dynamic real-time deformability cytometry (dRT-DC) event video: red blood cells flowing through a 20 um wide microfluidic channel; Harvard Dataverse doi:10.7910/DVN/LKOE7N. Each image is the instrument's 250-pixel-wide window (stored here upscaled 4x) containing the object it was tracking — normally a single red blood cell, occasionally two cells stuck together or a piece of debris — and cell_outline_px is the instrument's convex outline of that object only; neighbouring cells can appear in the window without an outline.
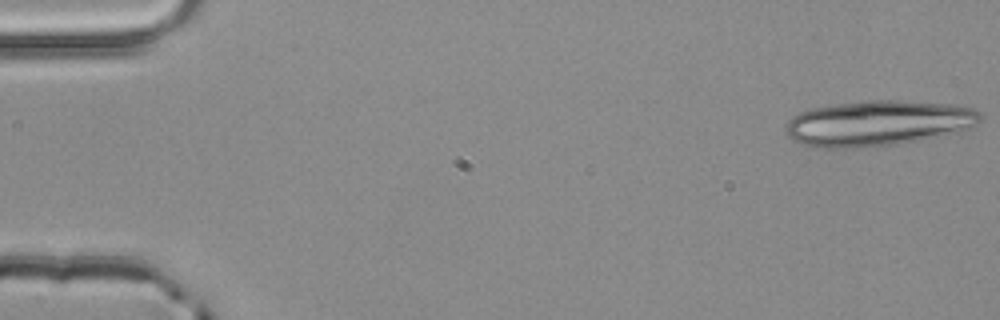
{"species": "common noctule bat (a hibernating species)", "species_latin": "Nyctalus noctula", "temperature_condition": "room temperature", "stored_images_in_passage": 4, "camera_frame_rate_fps": 3000, "um_per_image_px": 0.085, "animal": {"sex": "male", "body_mass_g": 20.4}, "frame": {"image": 1, "passage_image": 1, "time_ms": 0.0, "image_size_px": [1000, 320], "cell_outline_px": [[984, 116], [972, 128], [960, 132], [896, 144], [856, 148], [812, 148], [800, 144], [792, 140], [788, 136], [784, 128], [788, 120], [792, 116], [800, 112], [812, 108], [868, 100], [896, 100], [948, 104], [976, 108]], "centroid_in_image_um": [74.63, 10.48], "position_along_channel_um": 10.4, "area_um2": 51.9}}